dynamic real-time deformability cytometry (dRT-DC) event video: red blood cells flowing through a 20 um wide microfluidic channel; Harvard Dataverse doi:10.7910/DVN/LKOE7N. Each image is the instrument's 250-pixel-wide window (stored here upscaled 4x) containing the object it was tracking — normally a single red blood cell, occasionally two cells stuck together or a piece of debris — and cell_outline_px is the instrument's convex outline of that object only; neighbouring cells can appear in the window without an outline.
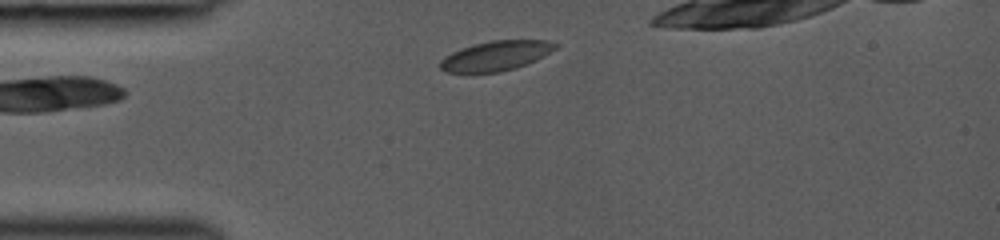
{"species": "common noctule bat (a hibernating species)", "species_latin": "Nyctalus noctula", "temperature_condition": "room temperature", "stored_images_in_passage": 31, "camera_frame_rate_fps": 3000, "um_per_image_px": 0.085, "animal": {"sex": "female", "body_mass_g": 19.0, "forearm_length_mm": 53.3}, "frame": {"image": 1, "passage_image": 1, "time_ms": 0.0, "image_size_px": [1000, 240], "cell_outline_px": [[560, 44], [556, 48], [544, 56], [536, 60], [516, 68], [500, 72], [444, 72], [440, 68], [440, 60], [444, 56], [460, 48], [472, 44], [492, 40], [548, 40]], "centroid_in_image_um": [42.15, 4.73], "position_along_channel_um": 42.8, "area_um2": 20.11}}
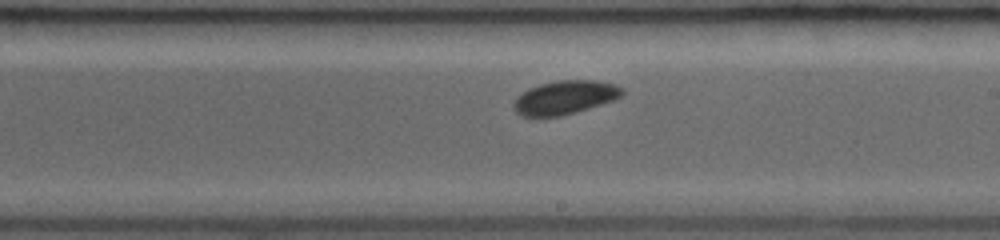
{"frame": {"image": 2, "passage_image": 16, "time_ms": 5.0, "image_size_px": [1000, 240], "cell_outline_px": [[624, 92], [620, 96], [612, 100], [576, 112], [560, 116], [520, 116], [512, 108], [512, 104], [516, 96], [540, 84], [556, 80], [596, 80], [616, 84], [624, 88]], "centroid_in_image_um": [48.0, 8.28], "position_along_channel_um": 241.0, "area_um2": 21.21}}
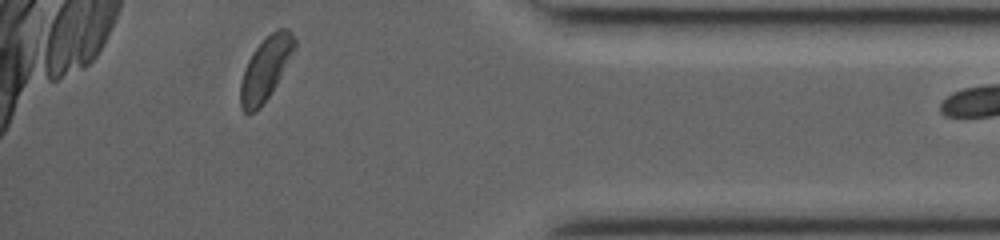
{"frame": {"image": 3, "passage_image": 29, "time_ms": 9.333, "image_size_px": [1000, 240], "cell_outline_px": [[296, 48], [276, 84], [260, 108], [256, 112], [244, 112], [240, 108], [240, 80], [244, 68], [252, 52], [276, 28], [288, 28], [292, 32], [296, 40]], "centroid_in_image_um": [22.57, 5.83], "position_along_channel_um": 412.6, "area_um2": 19.83}}